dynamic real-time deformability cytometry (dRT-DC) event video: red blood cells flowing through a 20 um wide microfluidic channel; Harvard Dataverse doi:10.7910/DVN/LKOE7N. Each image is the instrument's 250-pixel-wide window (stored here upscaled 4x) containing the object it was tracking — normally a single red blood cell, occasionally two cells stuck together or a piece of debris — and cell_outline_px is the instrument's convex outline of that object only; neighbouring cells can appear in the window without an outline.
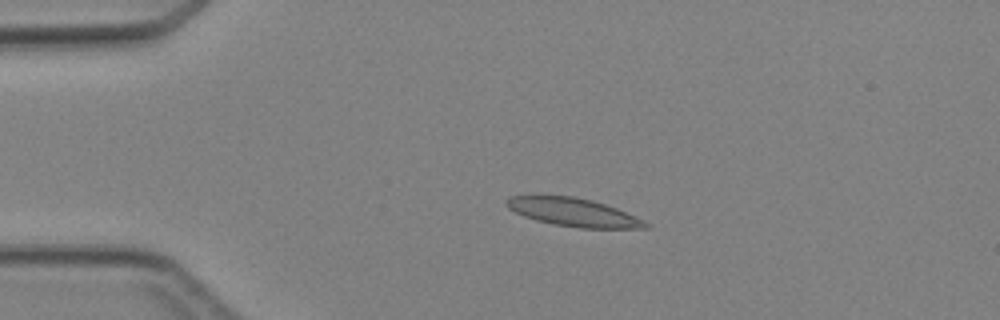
{"species": "Egyptian fruit bat (a non-hibernating species)", "species_latin": "Rousettus aegyptiacus", "temperature_condition": "cold", "stored_images_in_passage": 3, "camera_frame_rate_fps": 3000, "um_per_image_px": 0.085, "animal": {"sex": "female"}, "frame": {"image": 1, "passage_image": 2, "time_ms": 1.333, "image_size_px": [1000, 320], "cell_outline_px": [[652, 224], [648, 228], [580, 228], [556, 224], [536, 220], [524, 216], [508, 208], [504, 204], [504, 200], [508, 196], [528, 192], [540, 192], [572, 196], [592, 200], [616, 208], [644, 220]], "centroid_in_image_um": [48.6, 17.97], "position_along_channel_um": 36.4, "area_um2": 23.81}}